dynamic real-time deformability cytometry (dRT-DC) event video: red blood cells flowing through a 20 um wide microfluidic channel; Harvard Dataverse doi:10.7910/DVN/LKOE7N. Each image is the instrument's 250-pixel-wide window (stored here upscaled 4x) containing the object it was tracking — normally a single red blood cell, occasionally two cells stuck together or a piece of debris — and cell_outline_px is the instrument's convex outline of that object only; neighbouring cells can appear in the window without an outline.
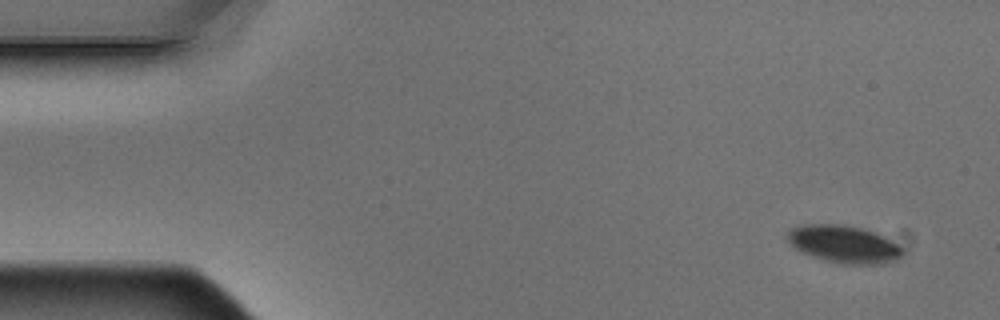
{"species": "Egyptian fruit bat (a non-hibernating species)", "species_latin": "Rousettus aegyptiacus", "temperature_condition": "warm", "stored_images_in_passage": 5, "camera_frame_rate_fps": 3000, "um_per_image_px": 0.085, "animal": {"sex": "male"}, "frame": {"image": 1, "passage_image": 1, "time_ms": 0.0, "image_size_px": [1000, 320], "cell_outline_px": [[904, 256], [900, 260], [884, 264], [840, 264], [812, 256], [796, 248], [784, 236], [792, 228], [800, 224], [844, 224], [860, 228], [884, 236], [896, 244], [904, 252]], "centroid_in_image_um": [71.75, 20.76], "position_along_channel_um": 13.3, "area_um2": 25.2}}
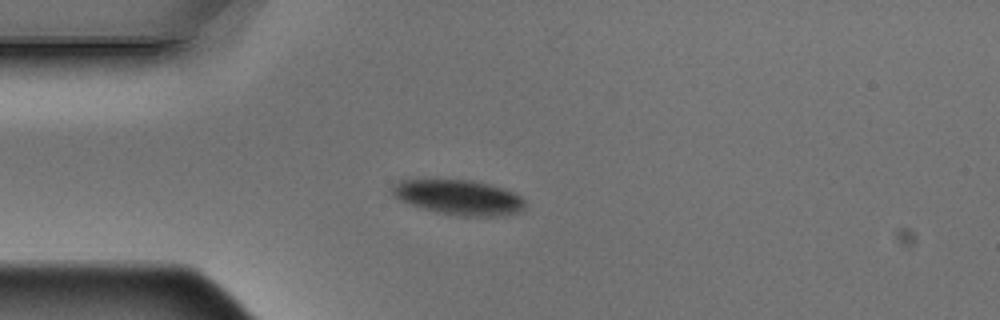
{"frame": {"image": 2, "passage_image": 4, "time_ms": 1.0, "image_size_px": [1000, 320], "cell_outline_px": [[524, 208], [520, 212], [508, 216], [460, 216], [436, 212], [408, 204], [400, 200], [392, 192], [392, 184], [400, 180], [472, 180], [488, 184], [512, 192], [520, 196], [524, 200]], "centroid_in_image_um": [39.0, 16.79], "position_along_channel_um": 46.0, "area_um2": 26.99}}